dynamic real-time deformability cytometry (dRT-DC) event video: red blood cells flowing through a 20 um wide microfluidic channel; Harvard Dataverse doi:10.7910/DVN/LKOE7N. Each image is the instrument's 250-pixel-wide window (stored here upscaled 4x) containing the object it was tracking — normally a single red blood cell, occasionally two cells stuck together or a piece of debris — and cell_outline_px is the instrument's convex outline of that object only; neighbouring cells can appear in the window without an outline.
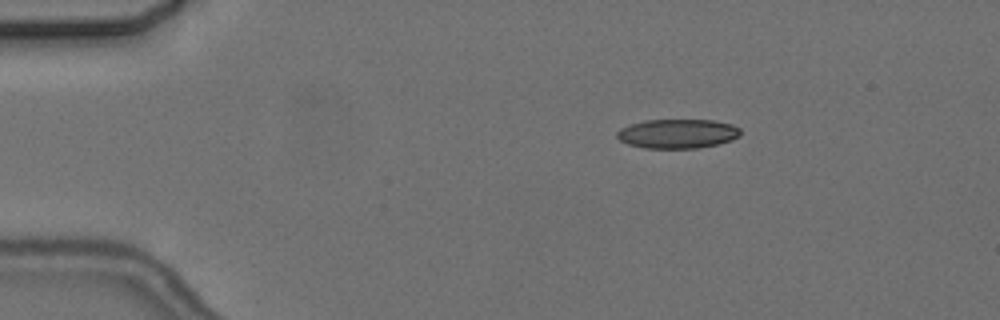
{"species": "common noctule bat (a hibernating species)", "species_latin": "Nyctalus noctula", "temperature_condition": "cold", "stored_images_in_passage": 5, "camera_frame_rate_fps": 3000, "um_per_image_px": 0.085, "animal": {"sex": "female", "body_mass_g": 24.6, "forearm_length_mm": 56.2}, "frame": {"image": 1, "passage_image": 2, "time_ms": 1.333, "image_size_px": [1000, 320], "cell_outline_px": [[740, 136], [732, 140], [716, 144], [696, 148], [644, 148], [628, 144], [620, 140], [616, 136], [616, 132], [620, 128], [644, 120], [712, 120], [732, 124], [740, 128]], "centroid_in_image_um": [57.59, 11.36], "position_along_channel_um": 27.4, "area_um2": 21.04}}
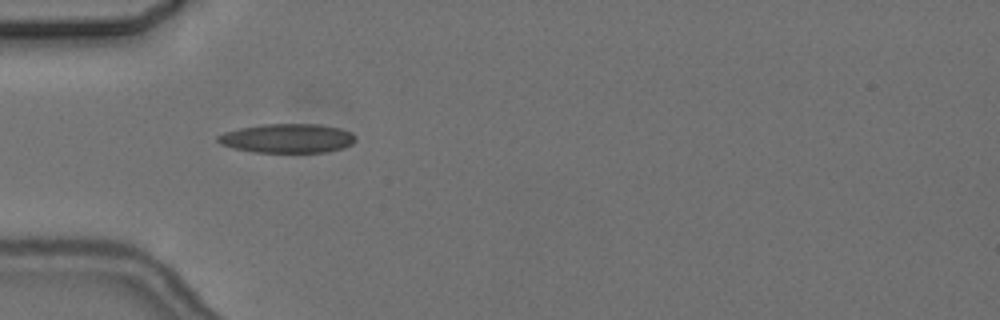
{"frame": {"image": 2, "passage_image": 4, "time_ms": 4.0, "image_size_px": [1000, 320], "cell_outline_px": [[356, 140], [352, 144], [340, 148], [324, 152], [252, 152], [232, 148], [220, 144], [216, 140], [216, 136], [224, 132], [240, 128], [264, 124], [320, 124], [340, 128], [352, 132], [356, 136]], "centroid_in_image_um": [24.41, 11.75], "position_along_channel_um": 60.6, "area_um2": 23.47}}
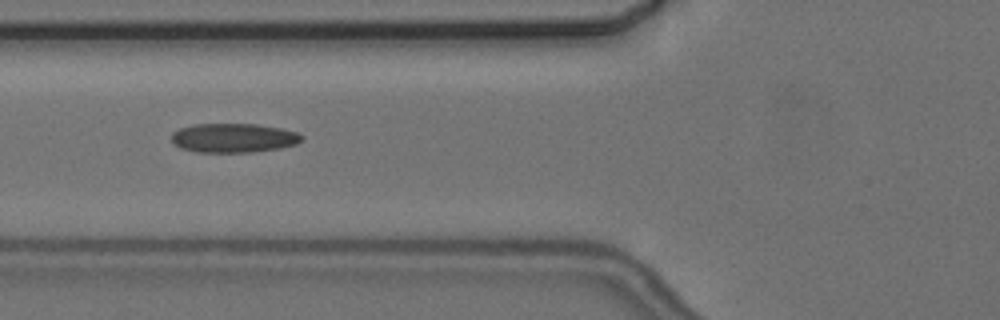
{"frame": {"image": 3, "passage_image": 5, "time_ms": 5.333, "image_size_px": [1000, 320], "cell_outline_px": [[304, 140], [296, 144], [280, 148], [252, 152], [196, 152], [180, 148], [172, 140], [172, 132], [180, 128], [192, 124], [256, 124], [280, 128], [296, 132], [304, 136]], "centroid_in_image_um": [19.86, 11.72], "position_along_channel_um": 105.9, "area_um2": 22.2}}